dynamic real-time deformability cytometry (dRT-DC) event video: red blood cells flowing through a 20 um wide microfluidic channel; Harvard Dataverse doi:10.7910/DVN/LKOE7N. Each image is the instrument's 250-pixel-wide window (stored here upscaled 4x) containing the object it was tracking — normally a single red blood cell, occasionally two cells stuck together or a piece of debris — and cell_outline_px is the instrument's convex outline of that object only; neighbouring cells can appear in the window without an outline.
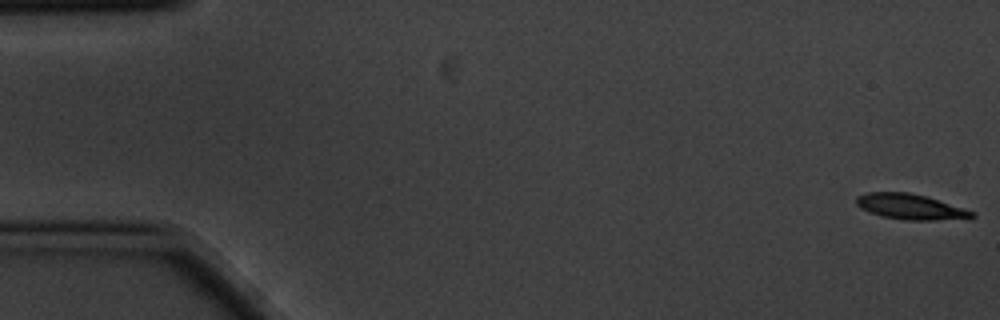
{"species": "common noctule bat (a hibernating species)", "species_latin": "Nyctalus noctula", "temperature_condition": "cold", "stored_images_in_passage": 5, "camera_frame_rate_fps": 3000, "um_per_image_px": 0.085, "animal": {"sex": "male", "body_mass_g": 20.1, "forearm_length_mm": 53.5}, "frame": {"image": 1, "passage_image": 1, "time_ms": 0.0, "image_size_px": [1000, 320], "cell_outline_px": [[976, 216], [968, 220], [904, 220], [880, 216], [868, 212], [860, 208], [856, 204], [856, 196], [868, 192], [908, 192], [924, 196], [964, 208], [976, 212]], "centroid_in_image_um": [77.43, 17.6], "position_along_channel_um": 7.6, "area_um2": 17.46}}
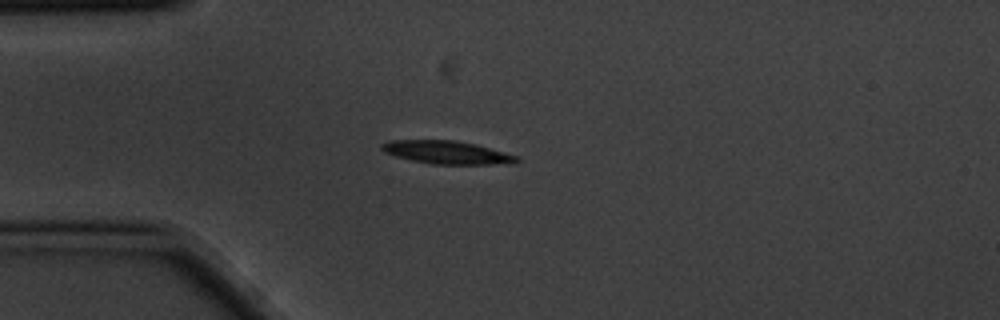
{"frame": {"image": 2, "passage_image": 5, "time_ms": 1.333, "image_size_px": [1000, 320], "cell_outline_px": [[520, 160], [512, 164], [432, 164], [412, 160], [396, 156], [384, 152], [380, 148], [380, 144], [388, 140], [452, 140], [476, 144], [520, 156]], "centroid_in_image_um": [38.01, 12.95], "position_along_channel_um": 47.0, "area_um2": 18.26}}